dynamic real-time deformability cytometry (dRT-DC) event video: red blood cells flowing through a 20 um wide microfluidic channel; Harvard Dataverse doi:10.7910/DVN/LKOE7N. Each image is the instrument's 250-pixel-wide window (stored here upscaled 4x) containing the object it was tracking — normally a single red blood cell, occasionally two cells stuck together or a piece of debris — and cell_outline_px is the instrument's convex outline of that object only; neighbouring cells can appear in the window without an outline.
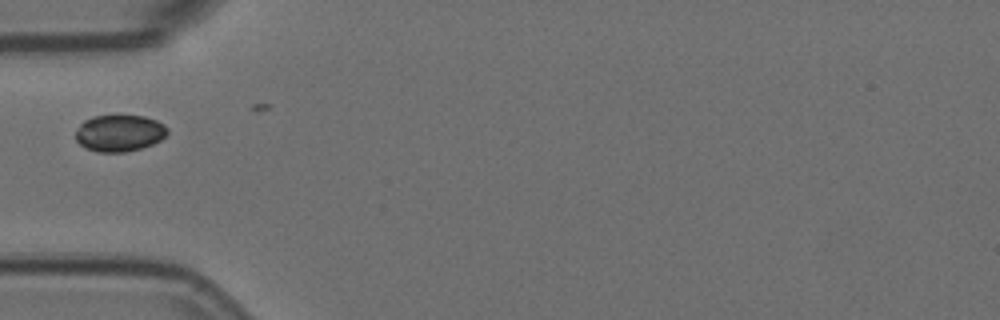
{"species": "Egyptian fruit bat (a non-hibernating species)", "species_latin": "Rousettus aegyptiacus", "temperature_condition": "room temperature", "stored_images_in_passage": 1, "camera_frame_rate_fps": 3000, "um_per_image_px": 0.085, "animal": {"sex": "female"}, "frame": {"image": 1, "passage_image": 1, "time_ms": 0.0, "image_size_px": [1000, 320], "cell_outline_px": [[168, 132], [160, 140], [152, 144], [140, 148], [124, 152], [96, 152], [84, 148], [76, 140], [76, 132], [80, 124], [84, 120], [92, 116], [116, 112], [144, 116], [156, 120], [164, 124], [168, 128]], "centroid_in_image_um": [10.13, 11.26], "position_along_channel_um": 74.9, "area_um2": 20.35}}